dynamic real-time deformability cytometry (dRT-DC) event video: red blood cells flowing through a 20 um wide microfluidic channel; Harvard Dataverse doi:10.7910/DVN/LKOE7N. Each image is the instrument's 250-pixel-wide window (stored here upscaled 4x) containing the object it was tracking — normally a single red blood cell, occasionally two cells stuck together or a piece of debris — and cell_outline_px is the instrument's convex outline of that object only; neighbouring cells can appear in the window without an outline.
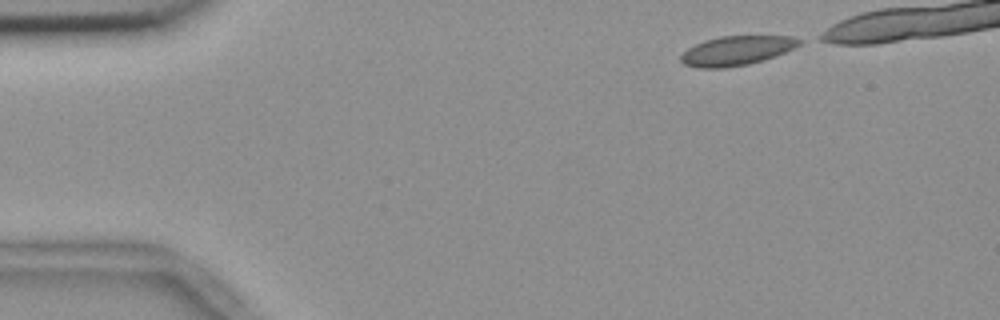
{"species": "common noctule bat (a hibernating species)", "species_latin": "Nyctalus noctula", "temperature_condition": "room temperature", "stored_images_in_passage": 11, "camera_frame_rate_fps": 3000, "um_per_image_px": 0.085, "animal": {"sex": "female", "body_mass_g": 18.4}, "frame": {"image": 1, "passage_image": 1, "time_ms": 0.0, "image_size_px": [1000, 320], "cell_outline_px": [[808, 40], [784, 52], [764, 60], [748, 64], [724, 68], [696, 68], [684, 64], [680, 60], [680, 56], [688, 48], [704, 40], [720, 36], [792, 36]], "centroid_in_image_um": [62.62, 4.3], "position_along_channel_um": 22.4, "area_um2": 20.35}}